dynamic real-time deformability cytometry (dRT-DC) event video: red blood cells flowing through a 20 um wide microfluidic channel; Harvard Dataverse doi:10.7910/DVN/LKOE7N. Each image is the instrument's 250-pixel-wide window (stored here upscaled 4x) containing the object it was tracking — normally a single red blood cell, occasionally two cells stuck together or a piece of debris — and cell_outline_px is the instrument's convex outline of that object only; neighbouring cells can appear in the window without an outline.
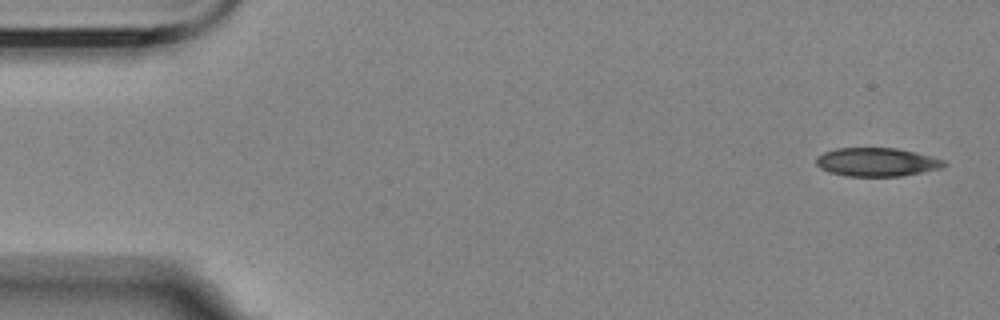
{"species": "Egyptian fruit bat (a non-hibernating species)", "species_latin": "Rousettus aegyptiacus", "temperature_condition": "room temperature", "stored_images_in_passage": 5, "camera_frame_rate_fps": 3000, "um_per_image_px": 0.085, "animal": {"sex": "female"}, "frame": {"image": 1, "passage_image": 1, "time_ms": 0.0, "image_size_px": [1000, 320], "cell_outline_px": [[948, 164], [940, 168], [900, 176], [844, 176], [828, 172], [820, 168], [816, 164], [816, 156], [824, 152], [836, 148], [896, 148], [916, 152], [944, 160]], "centroid_in_image_um": [74.48, 13.77], "position_along_channel_um": 10.5, "area_um2": 21.27}}
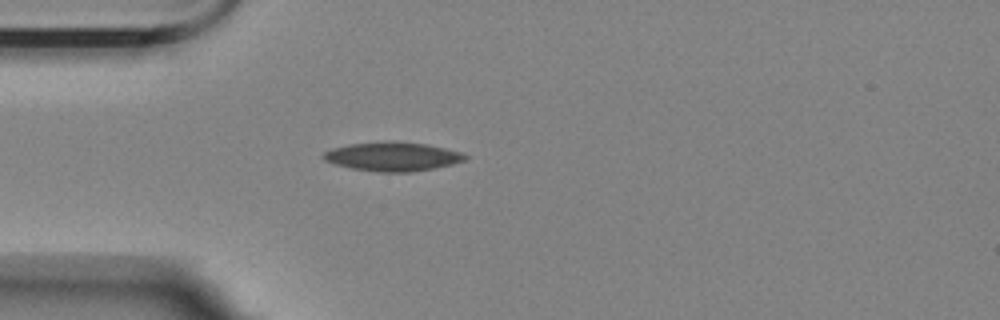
{"frame": {"image": 2, "passage_image": 5, "time_ms": 4.333, "image_size_px": [1000, 320], "cell_outline_px": [[468, 156], [464, 160], [452, 164], [412, 172], [380, 172], [352, 168], [336, 164], [324, 160], [320, 156], [324, 152], [332, 148], [348, 144], [428, 144], [460, 152]], "centroid_in_image_um": [33.35, 13.35], "position_along_channel_um": 51.7, "area_um2": 22.77}}